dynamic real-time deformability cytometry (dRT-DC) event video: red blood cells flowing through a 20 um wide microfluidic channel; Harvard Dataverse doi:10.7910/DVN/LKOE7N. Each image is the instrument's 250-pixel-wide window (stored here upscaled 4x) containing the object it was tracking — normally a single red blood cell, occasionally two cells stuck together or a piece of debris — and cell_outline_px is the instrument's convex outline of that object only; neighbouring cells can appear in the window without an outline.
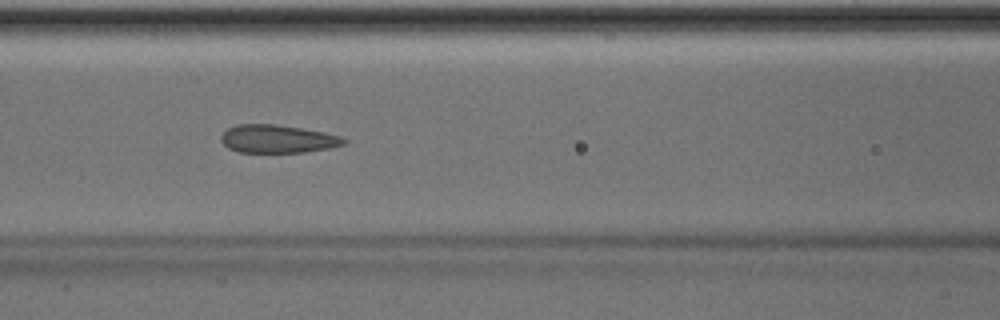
{"species": "Egyptian fruit bat (a non-hibernating species)", "species_latin": "Rousettus aegyptiacus", "temperature_condition": "room temperature", "stored_images_in_passage": 37, "camera_frame_rate_fps": 3000, "um_per_image_px": 0.085, "animal": {"sex": "male"}, "frame": {"image": 1, "passage_image": 11, "time_ms": 3.333, "image_size_px": [1000, 320], "cell_outline_px": [[348, 140], [344, 144], [332, 148], [304, 152], [240, 152], [228, 148], [220, 140], [220, 136], [228, 128], [236, 124], [276, 124], [324, 132], [340, 136]], "centroid_in_image_um": [23.6, 11.8], "position_along_channel_um": 143.0, "area_um2": 20.11}, "authors_computed_cell_mechanics": {"area_um2": 20.7502, "velocity_mm_per_s": 4.0227, "shape_relaxation_time_tau1_ms": 10.7179, "shape_relaxation_time_tau2_ms": 1.5089, "deformation_change_tau1": 0.1926, "deformation_change_tau2": 0.0862}}